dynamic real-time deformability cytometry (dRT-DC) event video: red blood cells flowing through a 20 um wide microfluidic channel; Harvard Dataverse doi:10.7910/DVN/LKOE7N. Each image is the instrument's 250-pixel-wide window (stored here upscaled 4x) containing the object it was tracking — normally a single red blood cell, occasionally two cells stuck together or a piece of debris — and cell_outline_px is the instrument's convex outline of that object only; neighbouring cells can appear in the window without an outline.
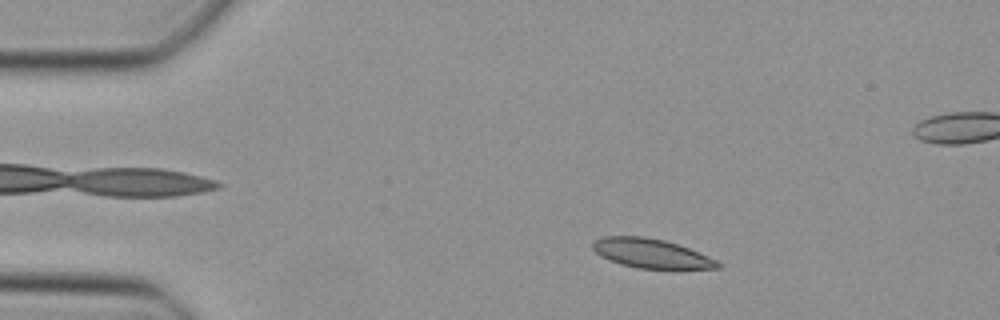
{"species": "Egyptian fruit bat (a non-hibernating species)", "species_latin": "Rousettus aegyptiacus", "temperature_condition": "cold", "stored_images_in_passage": 47, "camera_frame_rate_fps": 3000, "um_per_image_px": 0.085, "animal": {"sex": "female"}, "frame": {"image": 1, "passage_image": 7, "time_ms": 2.0, "image_size_px": [1000, 320], "cell_outline_px": [[720, 268], [640, 268], [624, 264], [612, 260], [596, 252], [592, 248], [592, 244], [596, 240], [604, 236], [644, 236], [664, 240], [688, 248], [708, 256], [716, 260], [720, 264]], "centroid_in_image_um": [55.35, 21.52], "position_along_channel_um": 29.6, "area_um2": 20.63}}
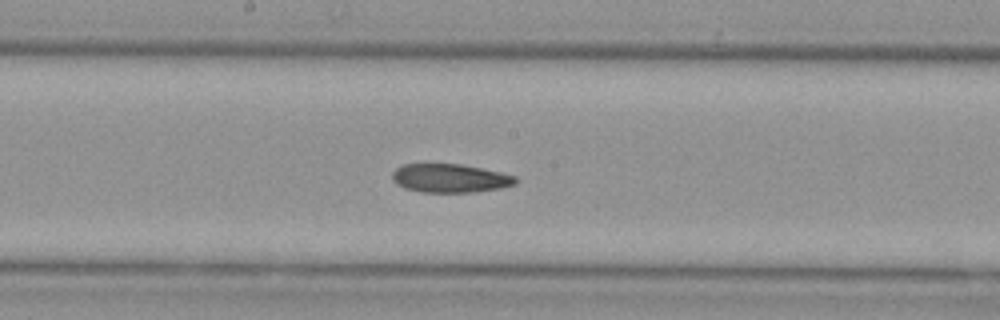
{"frame": {"image": 2, "passage_image": 24, "time_ms": 7.667, "image_size_px": [1000, 320], "cell_outline_px": [[516, 184], [500, 188], [472, 192], [420, 192], [404, 188], [396, 184], [392, 180], [392, 172], [400, 164], [460, 164], [500, 172], [516, 176]], "centroid_in_image_um": [38.2, 15.15], "position_along_channel_um": 210.0, "area_um2": 20.58}}
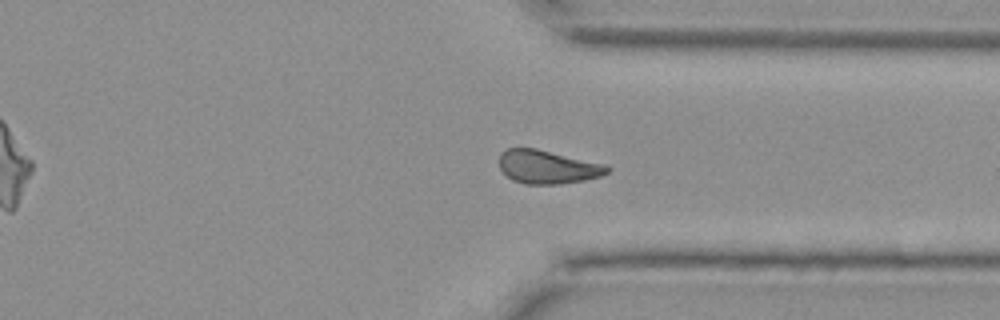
{"frame": {"image": 3, "passage_image": 35, "time_ms": 11.333, "image_size_px": [1000, 320], "cell_outline_px": [[612, 168], [608, 172], [600, 176], [584, 180], [560, 184], [524, 184], [512, 180], [500, 168], [500, 152], [508, 148], [536, 148], [604, 164]], "centroid_in_image_um": [46.54, 14.19], "position_along_channel_um": 364.9, "area_um2": 20.98}}